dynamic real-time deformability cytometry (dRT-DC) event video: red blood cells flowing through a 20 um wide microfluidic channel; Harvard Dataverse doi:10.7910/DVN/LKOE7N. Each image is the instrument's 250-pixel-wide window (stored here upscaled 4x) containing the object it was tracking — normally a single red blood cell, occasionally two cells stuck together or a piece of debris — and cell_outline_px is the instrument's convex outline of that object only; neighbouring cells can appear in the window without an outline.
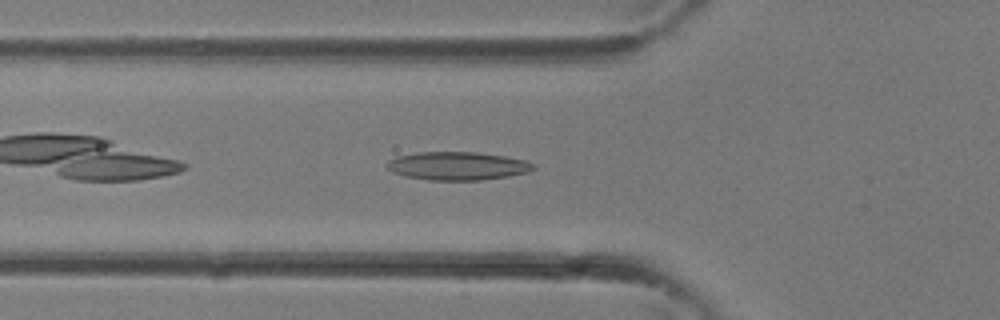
{"species": "common noctule bat (a hibernating species)", "species_latin": "Nyctalus noctula", "temperature_condition": "room temperature", "stored_images_in_passage": 27, "camera_frame_rate_fps": 3000, "um_per_image_px": 0.085, "animal": {"sex": "female"}, "frame": {"image": 1, "passage_image": 4, "time_ms": 1.0, "image_size_px": [1000, 320], "cell_outline_px": [[536, 168], [528, 172], [508, 176], [480, 180], [428, 180], [404, 176], [392, 172], [384, 168], [384, 164], [388, 160], [396, 156], [416, 152], [476, 152], [504, 156], [524, 160], [536, 164]], "centroid_in_image_um": [38.83, 14.1], "position_along_channel_um": 87.0, "area_um2": 24.39}}
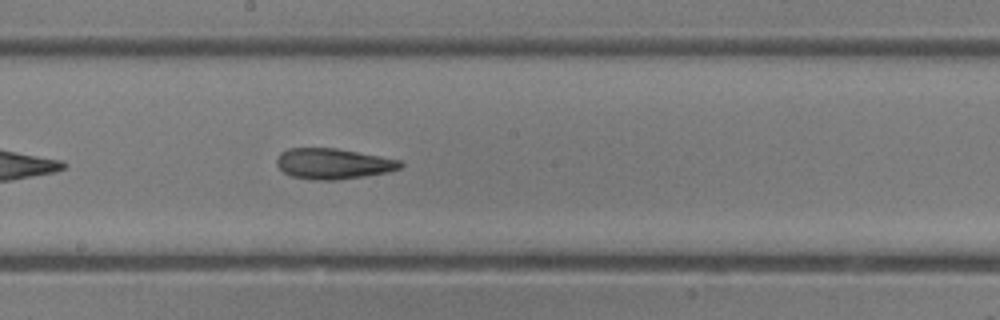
{"frame": {"image": 2, "passage_image": 11, "time_ms": 3.333, "image_size_px": [1000, 320], "cell_outline_px": [[404, 164], [400, 168], [388, 172], [364, 176], [336, 180], [312, 180], [292, 176], [284, 172], [276, 164], [276, 160], [280, 152], [288, 148], [336, 148], [400, 160]], "centroid_in_image_um": [28.3, 13.91], "position_along_channel_um": 219.9, "area_um2": 22.02}}
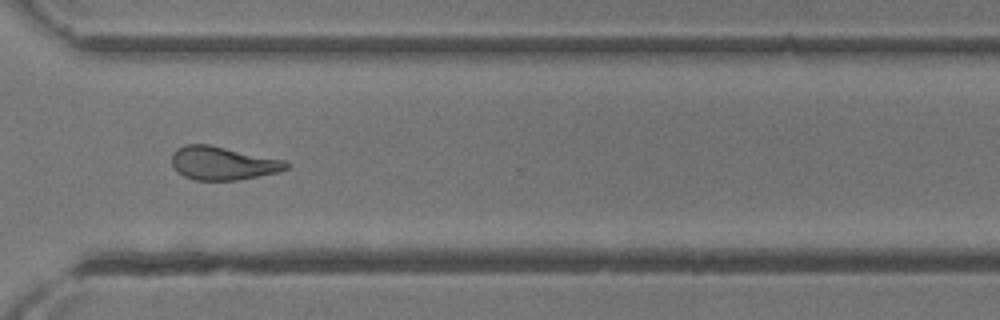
{"frame": {"image": 3, "passage_image": 18, "time_ms": 5.667, "image_size_px": [1000, 320], "cell_outline_px": [[292, 164], [288, 168], [280, 172], [240, 180], [196, 180], [184, 176], [176, 172], [172, 164], [172, 152], [176, 148], [184, 144], [208, 144], [284, 160]], "centroid_in_image_um": [18.94, 13.87], "position_along_channel_um": 351.7, "area_um2": 22.48}}